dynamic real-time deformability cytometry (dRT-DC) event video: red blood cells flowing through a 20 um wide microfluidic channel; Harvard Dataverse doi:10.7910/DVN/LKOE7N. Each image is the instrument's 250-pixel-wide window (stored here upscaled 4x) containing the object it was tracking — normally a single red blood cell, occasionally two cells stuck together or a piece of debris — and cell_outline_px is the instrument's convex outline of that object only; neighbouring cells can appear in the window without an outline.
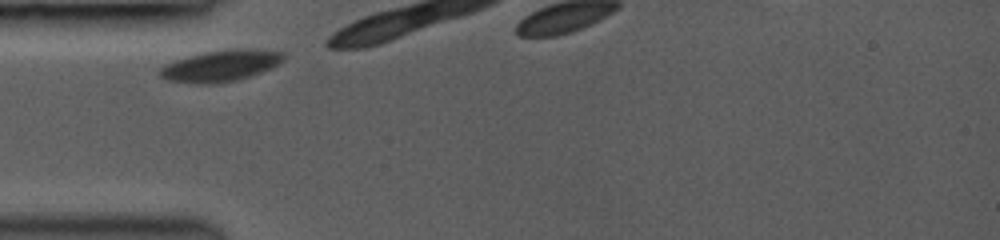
{"species": "common noctule bat (a hibernating species)", "species_latin": "Nyctalus noctula", "temperature_condition": "room temperature", "stored_images_in_passage": 4, "camera_frame_rate_fps": 3000, "um_per_image_px": 0.085, "animal": {"sex": "female", "body_mass_g": 19.0, "forearm_length_mm": 53.3}, "frame": {"image": 1, "passage_image": 1, "time_ms": 0.0, "image_size_px": [1000, 240], "cell_outline_px": [[284, 60], [272, 68], [236, 80], [216, 84], [196, 84], [168, 80], [160, 76], [156, 72], [164, 64], [188, 56], [204, 52], [284, 52]], "centroid_in_image_um": [18.62, 5.67], "position_along_channel_um": 66.4, "area_um2": 21.39}}